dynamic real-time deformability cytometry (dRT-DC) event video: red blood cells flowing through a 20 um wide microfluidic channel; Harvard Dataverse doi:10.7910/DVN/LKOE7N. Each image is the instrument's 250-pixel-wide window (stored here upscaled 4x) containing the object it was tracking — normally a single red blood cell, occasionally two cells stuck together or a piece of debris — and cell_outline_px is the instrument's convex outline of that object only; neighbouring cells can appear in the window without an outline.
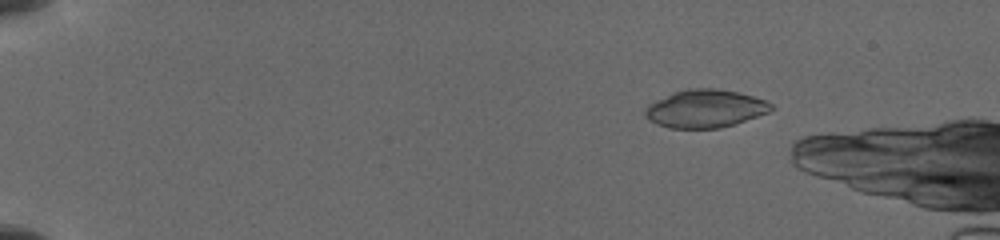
{"species": "common noctule bat (a hibernating species)", "species_latin": "Nyctalus noctula", "temperature_condition": "cold", "stored_images_in_passage": 42, "camera_frame_rate_fps": 3000, "um_per_image_px": 0.085, "animal": {"sex": "female", "body_mass_g": 19.5, "forearm_length_mm": 54.1}, "frame": {"image": 1, "passage_image": 18, "time_ms": 2.667, "image_size_px": [1000, 240], "cell_outline_px": [[776, 108], [768, 112], [720, 128], [668, 128], [656, 124], [644, 112], [644, 108], [648, 104], [656, 100], [676, 92], [688, 88], [716, 88], [736, 92], [752, 96], [764, 100], [772, 104]], "centroid_in_image_um": [59.94, 9.23], "position_along_channel_um": 25.1, "area_um2": 27.46}}